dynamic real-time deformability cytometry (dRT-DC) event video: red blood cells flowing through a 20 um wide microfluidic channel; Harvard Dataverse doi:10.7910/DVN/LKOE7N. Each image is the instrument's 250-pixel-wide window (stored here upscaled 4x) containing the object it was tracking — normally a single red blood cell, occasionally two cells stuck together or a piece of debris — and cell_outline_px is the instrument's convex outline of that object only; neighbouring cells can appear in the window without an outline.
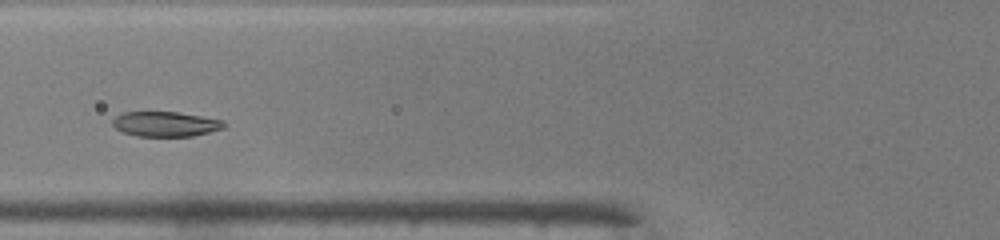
{"species": "common noctule bat (a hibernating species)", "species_latin": "Nyctalus noctula", "temperature_condition": "warm", "stored_images_in_passage": 40, "camera_frame_rate_fps": 3000, "um_per_image_px": 0.085, "animal": {"sex": "male", "body_mass_g": 19.0, "forearm_length_mm": 50.8}, "frame": {"image": 1, "passage_image": 10, "time_ms": 3.0, "image_size_px": [1000, 240], "cell_outline_px": [[228, 124], [224, 128], [192, 136], [136, 136], [124, 132], [116, 128], [112, 124], [112, 120], [116, 116], [124, 112], [176, 112], [224, 120]], "centroid_in_image_um": [14.09, 10.54], "position_along_channel_um": 111.7, "area_um2": 16.13}}
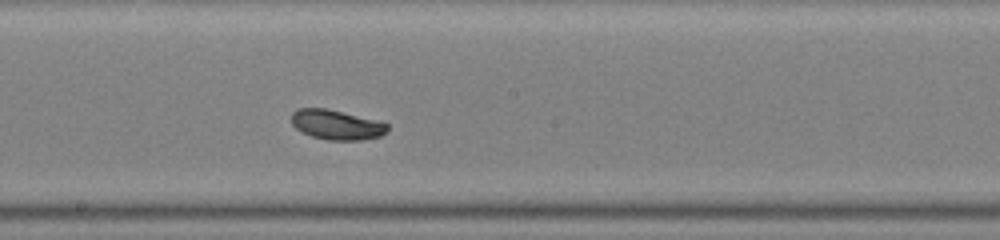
{"frame": {"image": 2, "passage_image": 18, "time_ms": 5.667, "image_size_px": [1000, 240], "cell_outline_px": [[388, 128], [380, 136], [360, 140], [328, 140], [312, 136], [296, 128], [292, 124], [292, 112], [296, 108], [324, 108], [388, 124]], "centroid_in_image_um": [28.54, 10.61], "position_along_channel_um": 219.7, "area_um2": 16.13}}
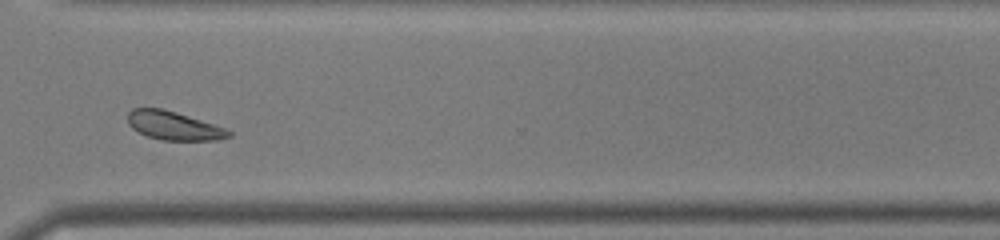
{"frame": {"image": 3, "passage_image": 28, "time_ms": 9.0, "image_size_px": [1000, 240], "cell_outline_px": [[232, 136], [216, 140], [160, 140], [148, 136], [132, 128], [128, 124], [128, 112], [132, 108], [160, 108], [176, 112], [224, 128], [232, 132]], "centroid_in_image_um": [14.74, 10.68], "position_along_channel_um": 355.9, "area_um2": 16.59}, "authors_computed_cell_mechanics": {"area_um2": 17.3111, "velocity_mm_per_s": 4.0582, "shape_relaxation_time_tau1_ms": 2.5164, "shape_relaxation_time_tau2_ms": null, "deformation_change_tau1": 0.1353, "deformation_change_tau2": null}}